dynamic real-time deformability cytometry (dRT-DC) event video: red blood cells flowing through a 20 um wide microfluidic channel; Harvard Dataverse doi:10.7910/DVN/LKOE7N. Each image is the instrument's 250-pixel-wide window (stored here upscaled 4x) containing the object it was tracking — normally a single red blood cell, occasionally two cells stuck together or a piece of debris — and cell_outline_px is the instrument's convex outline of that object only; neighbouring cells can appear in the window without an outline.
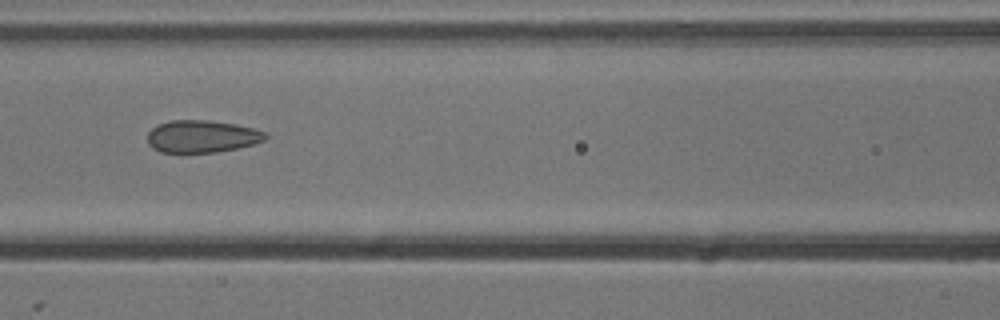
{"species": "common noctule bat (a hibernating species)", "species_latin": "Nyctalus noctula", "temperature_condition": "cold", "stored_images_in_passage": 8, "camera_frame_rate_fps": 3000, "um_per_image_px": 0.085, "animal": {"sex": "male", "body_mass_g": 13.3}, "frame": {"image": 1, "passage_image": 6, "time_ms": 1.667, "image_size_px": [1000, 320], "cell_outline_px": [[268, 136], [264, 140], [252, 144], [236, 148], [216, 152], [160, 152], [152, 148], [148, 144], [148, 132], [152, 128], [160, 124], [172, 120], [208, 120], [236, 124], [268, 132]], "centroid_in_image_um": [17.17, 11.59], "position_along_channel_um": 149.4, "area_um2": 22.14}}
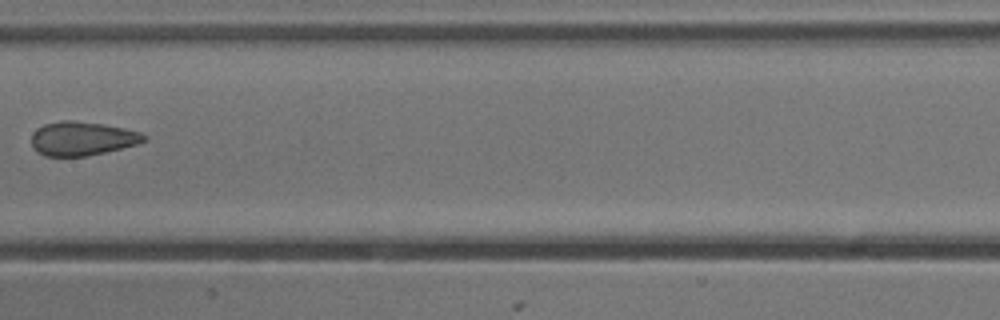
{"frame": {"image": 2, "passage_image": 7, "time_ms": 2.0, "image_size_px": [1000, 320], "cell_outline_px": [[148, 140], [136, 144], [104, 152], [84, 156], [44, 156], [36, 152], [32, 148], [32, 132], [36, 128], [44, 124], [60, 120], [72, 120], [104, 124], [124, 128], [140, 132], [148, 136]], "centroid_in_image_um": [6.95, 11.77], "position_along_channel_um": 200.4, "area_um2": 22.37}}
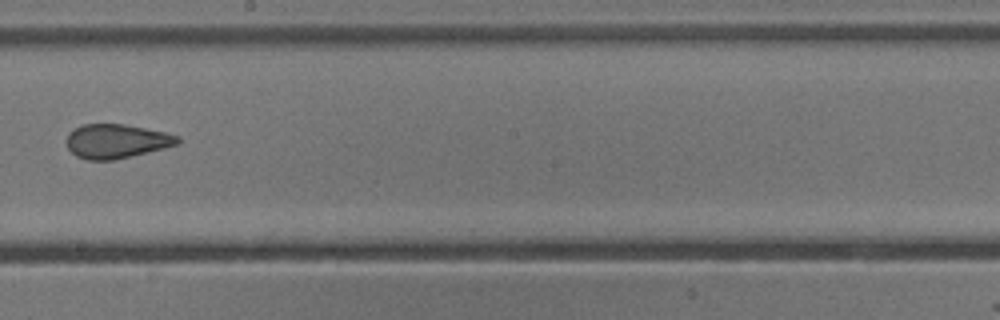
{"frame": {"image": 3, "passage_image": 8, "time_ms": 2.333, "image_size_px": [1000, 320], "cell_outline_px": [[180, 144], [148, 152], [112, 160], [88, 160], [76, 156], [68, 148], [68, 136], [76, 128], [84, 124], [124, 124], [164, 132], [180, 136]], "centroid_in_image_um": [9.94, 12.0], "position_along_channel_um": 238.3, "area_um2": 21.79}}